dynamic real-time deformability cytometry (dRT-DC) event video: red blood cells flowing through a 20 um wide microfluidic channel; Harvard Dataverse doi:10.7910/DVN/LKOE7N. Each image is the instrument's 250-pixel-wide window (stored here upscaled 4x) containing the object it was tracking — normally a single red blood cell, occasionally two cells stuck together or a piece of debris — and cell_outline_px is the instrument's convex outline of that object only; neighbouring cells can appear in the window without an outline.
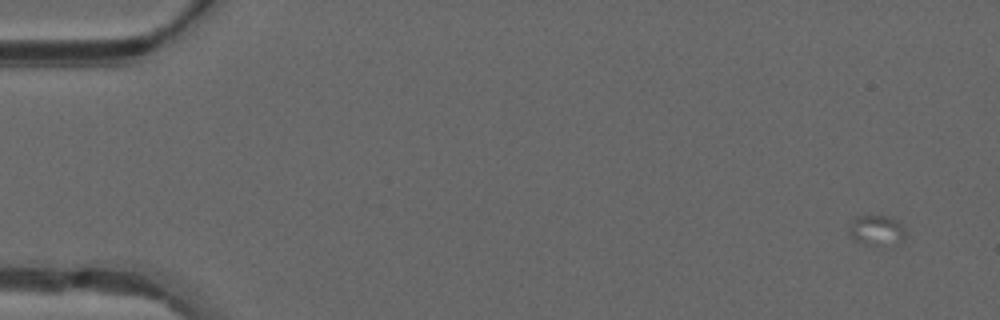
{"species": "common noctule bat (a hibernating species)", "species_latin": "Nyctalus noctula", "temperature_condition": "warm", "stored_images_in_passage": 21, "camera_frame_rate_fps": 3000, "um_per_image_px": 0.085, "animal": {"sex": "male", "forearm_length_mm": 52.5}, "frame": {"image": 1, "passage_image": 4, "time_ms": 1.0, "image_size_px": [1000, 320], "cell_outline_px": [[908, 236], [904, 240], [896, 244], [868, 244], [852, 240], [848, 232], [848, 224], [856, 216], [884, 216], [900, 220]], "centroid_in_image_um": [74.53, 19.57], "position_along_channel_um": 10.5, "area_um2": 10.23}}